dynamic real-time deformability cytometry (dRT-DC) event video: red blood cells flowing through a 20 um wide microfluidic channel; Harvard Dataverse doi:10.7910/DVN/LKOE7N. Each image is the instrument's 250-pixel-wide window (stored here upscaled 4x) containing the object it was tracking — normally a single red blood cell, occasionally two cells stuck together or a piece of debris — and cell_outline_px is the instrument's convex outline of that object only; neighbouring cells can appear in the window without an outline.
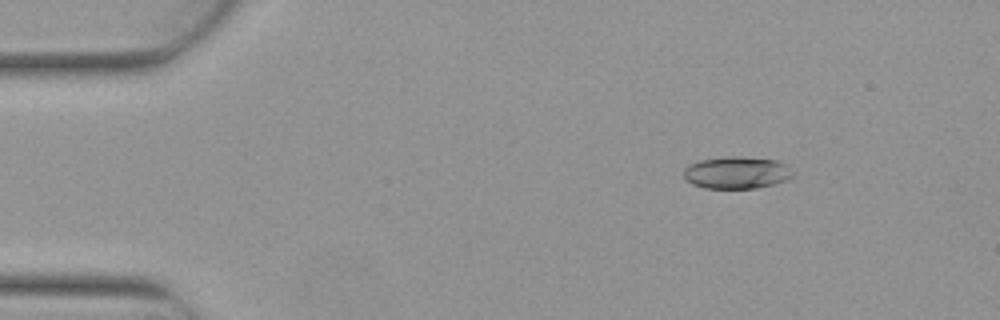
{"species": "Egyptian fruit bat (a non-hibernating species)", "species_latin": "Rousettus aegyptiacus", "temperature_condition": "warm", "stored_images_in_passage": 6, "camera_frame_rate_fps": 3000, "um_per_image_px": 0.085, "animal": {"sex": "female"}, "frame": {"image": 1, "passage_image": 2, "time_ms": 0.333, "image_size_px": [1000, 320], "cell_outline_px": [[792, 176], [788, 180], [776, 184], [756, 188], [704, 188], [692, 184], [684, 176], [684, 168], [688, 164], [700, 160], [728, 156], [736, 156], [776, 160], [784, 164], [792, 172]], "centroid_in_image_um": [62.6, 14.68], "position_along_channel_um": 22.4, "area_um2": 20.4}}
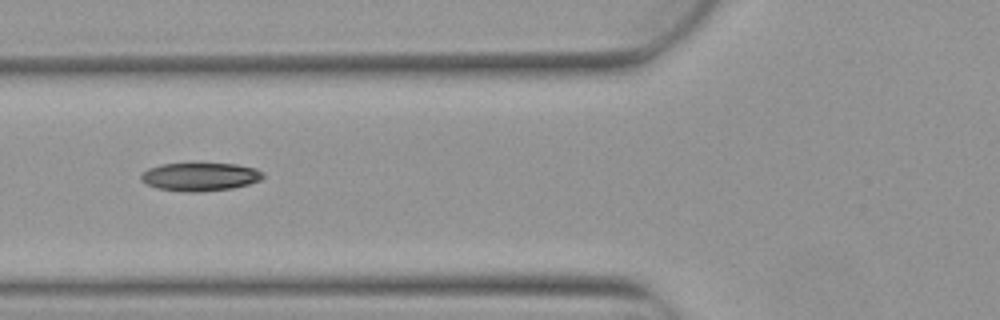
{"frame": {"image": 2, "passage_image": 5, "time_ms": 1.333, "image_size_px": [1000, 320], "cell_outline_px": [[264, 176], [260, 180], [248, 184], [232, 188], [200, 192], [184, 192], [156, 188], [140, 180], [140, 176], [148, 168], [160, 164], [236, 164], [256, 168]], "centroid_in_image_um": [16.98, 15.03], "position_along_channel_um": 108.8, "area_um2": 19.94}}
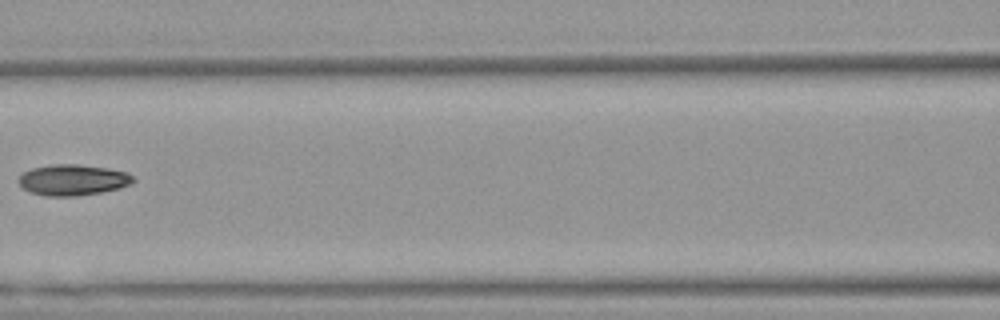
{"frame": {"image": 3, "passage_image": 6, "time_ms": 1.667, "image_size_px": [1000, 320], "cell_outline_px": [[136, 180], [132, 184], [120, 188], [100, 192], [76, 196], [44, 196], [32, 192], [24, 188], [16, 180], [24, 172], [32, 168], [52, 164], [80, 164], [108, 168], [128, 172], [136, 176]], "centroid_in_image_um": [6.25, 15.28], "position_along_channel_um": 160.4, "area_um2": 20.87}}